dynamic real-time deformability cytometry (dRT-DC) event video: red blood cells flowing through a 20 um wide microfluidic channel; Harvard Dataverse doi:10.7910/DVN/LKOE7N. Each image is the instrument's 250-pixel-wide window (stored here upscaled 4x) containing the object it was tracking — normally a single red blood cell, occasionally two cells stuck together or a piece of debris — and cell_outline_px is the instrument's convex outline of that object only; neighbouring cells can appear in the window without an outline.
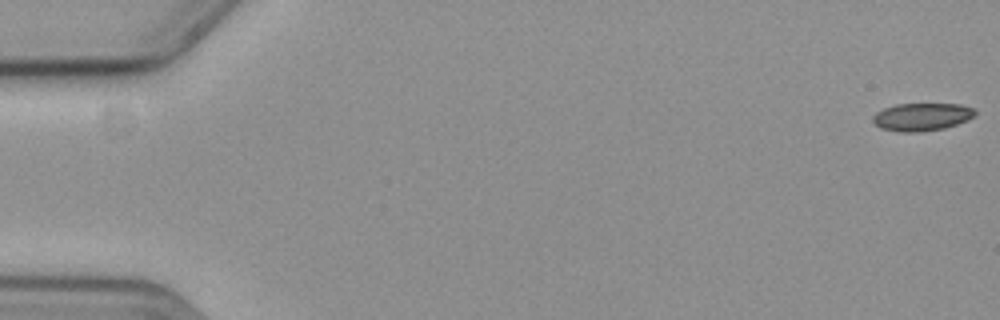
{"species": "common noctule bat (a hibernating species)", "species_latin": "Nyctalus noctula", "temperature_condition": "cold", "stored_images_in_passage": 14, "camera_frame_rate_fps": 3000, "um_per_image_px": 0.085, "animal": {"sex": "female", "body_mass_g": 19.3, "forearm_length_mm": 54.1}, "frame": {"image": 1, "passage_image": 1, "time_ms": 0.0, "image_size_px": [1000, 320], "cell_outline_px": [[976, 116], [968, 120], [944, 128], [924, 132], [900, 132], [880, 128], [872, 124], [872, 116], [876, 112], [884, 108], [896, 104], [960, 104], [976, 108]], "centroid_in_image_um": [78.35, 9.94], "position_along_channel_um": 6.6, "area_um2": 16.88}}